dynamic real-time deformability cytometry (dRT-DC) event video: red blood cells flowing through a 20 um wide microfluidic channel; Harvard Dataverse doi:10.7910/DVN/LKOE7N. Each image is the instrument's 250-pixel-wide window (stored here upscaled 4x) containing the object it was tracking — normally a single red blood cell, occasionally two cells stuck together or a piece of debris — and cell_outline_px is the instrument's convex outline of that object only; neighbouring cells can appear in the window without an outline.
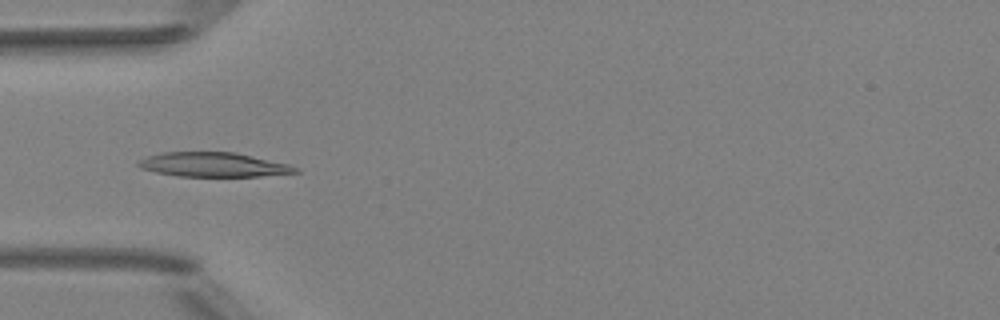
{"species": "Egyptian fruit bat (a non-hibernating species)", "species_latin": "Rousettus aegyptiacus", "temperature_condition": "room temperature", "stored_images_in_passage": 5, "camera_frame_rate_fps": 3000, "um_per_image_px": 0.085, "animal": {"sex": "female"}, "frame": {"image": 1, "passage_image": 4, "time_ms": 3.333, "image_size_px": [1000, 320], "cell_outline_px": [[300, 172], [260, 176], [176, 176], [156, 172], [140, 168], [136, 164], [140, 160], [148, 156], [160, 152], [236, 152], [288, 164], [300, 168]], "centroid_in_image_um": [18.14, 13.99], "position_along_channel_um": 66.9, "area_um2": 22.31}}
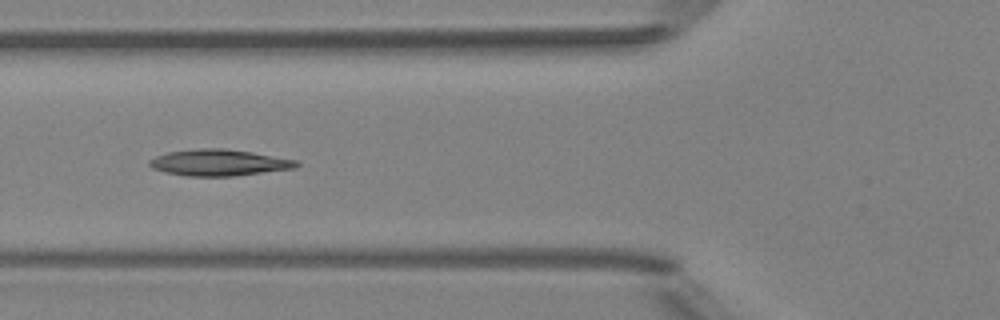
{"frame": {"image": 2, "passage_image": 5, "time_ms": 4.333, "image_size_px": [1000, 320], "cell_outline_px": [[300, 164], [296, 168], [236, 176], [188, 176], [164, 172], [152, 168], [148, 164], [148, 160], [156, 156], [168, 152], [200, 148], [224, 148], [252, 152], [296, 160]], "centroid_in_image_um": [18.6, 13.82], "position_along_channel_um": 107.2, "area_um2": 22.66}}